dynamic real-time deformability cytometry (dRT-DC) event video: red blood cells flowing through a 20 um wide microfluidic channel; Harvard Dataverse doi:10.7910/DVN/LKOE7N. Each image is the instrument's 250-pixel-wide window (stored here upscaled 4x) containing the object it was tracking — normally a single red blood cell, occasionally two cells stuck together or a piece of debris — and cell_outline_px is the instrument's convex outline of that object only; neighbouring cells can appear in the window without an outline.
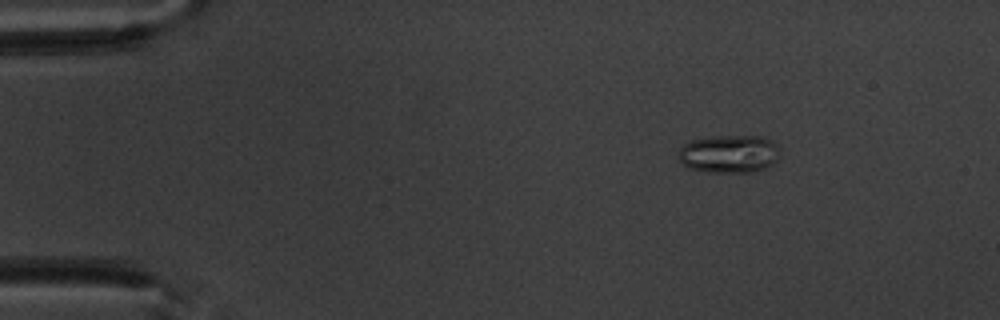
{"species": "common noctule bat (a hibernating species)", "species_latin": "Nyctalus noctula", "temperature_condition": "warm", "stored_images_in_passage": 8, "camera_frame_rate_fps": 3000, "um_per_image_px": 0.085, "animal": {"sex": "male", "body_mass_g": 20.1, "forearm_length_mm": 53.5}, "frame": {"image": 1, "passage_image": 3, "time_ms": 2.333, "image_size_px": [1000, 320], "cell_outline_px": [[780, 148], [776, 160], [772, 164], [756, 172], [708, 172], [688, 168], [680, 160], [680, 148], [684, 144], [692, 140], [716, 136], [760, 136], [772, 140]], "centroid_in_image_um": [62.0, 13.08], "position_along_channel_um": 23.0, "area_um2": 22.37}}
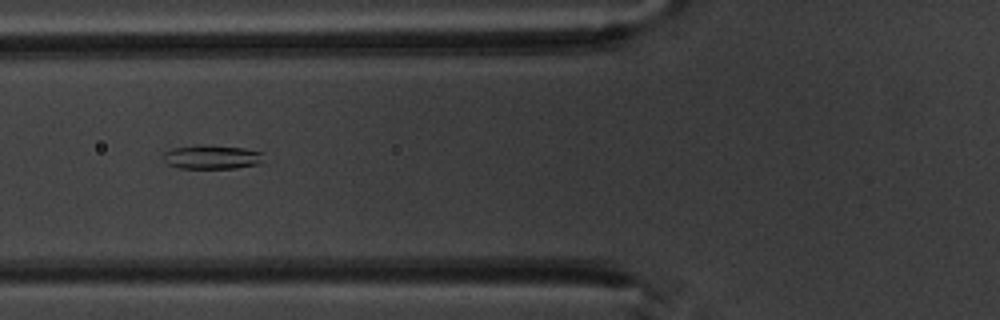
{"frame": {"image": 2, "passage_image": 6, "time_ms": 6.667, "image_size_px": [1000, 320], "cell_outline_px": [[264, 152], [260, 164], [236, 168], [180, 168], [168, 164], [164, 156], [164, 152], [172, 148], [196, 144], [208, 144], [244, 148]], "centroid_in_image_um": [18.04, 13.32], "position_along_channel_um": 107.8, "area_um2": 14.22}}
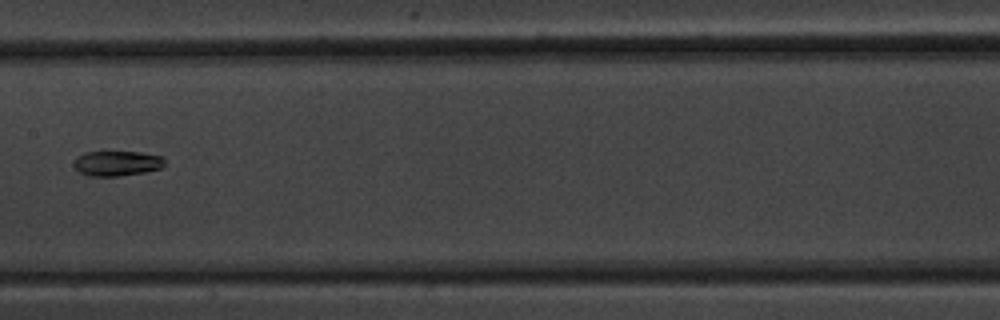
{"frame": {"image": 3, "passage_image": 8, "time_ms": 9.0, "image_size_px": [1000, 320], "cell_outline_px": [[164, 164], [160, 168], [144, 172], [116, 176], [88, 176], [80, 172], [72, 164], [84, 152], [140, 152], [160, 156], [164, 160]], "centroid_in_image_um": [9.93, 13.88], "position_along_channel_um": 197.5, "area_um2": 13.01}}